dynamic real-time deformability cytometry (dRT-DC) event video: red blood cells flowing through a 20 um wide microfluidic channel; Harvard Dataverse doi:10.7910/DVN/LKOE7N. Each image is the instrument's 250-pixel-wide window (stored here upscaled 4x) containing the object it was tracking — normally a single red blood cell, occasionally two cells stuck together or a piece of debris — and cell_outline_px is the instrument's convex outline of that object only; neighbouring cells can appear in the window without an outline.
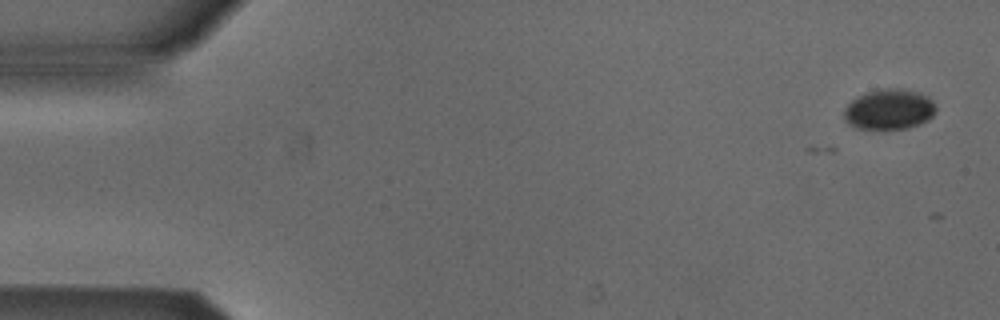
{"species": "Egyptian fruit bat (a non-hibernating species)", "species_latin": "Rousettus aegyptiacus", "temperature_condition": "cold", "stored_images_in_passage": 5, "camera_frame_rate_fps": 3000, "um_per_image_px": 0.085, "animal": {"sex": "male"}, "frame": {"image": 1, "passage_image": 1, "time_ms": 0.0, "image_size_px": [1000, 320], "cell_outline_px": [[936, 112], [928, 120], [920, 124], [908, 128], [856, 128], [848, 124], [844, 120], [844, 108], [856, 96], [864, 92], [876, 88], [904, 88], [920, 92], [928, 96], [936, 104]], "centroid_in_image_um": [75.59, 9.26], "position_along_channel_um": 9.4, "area_um2": 22.08}}